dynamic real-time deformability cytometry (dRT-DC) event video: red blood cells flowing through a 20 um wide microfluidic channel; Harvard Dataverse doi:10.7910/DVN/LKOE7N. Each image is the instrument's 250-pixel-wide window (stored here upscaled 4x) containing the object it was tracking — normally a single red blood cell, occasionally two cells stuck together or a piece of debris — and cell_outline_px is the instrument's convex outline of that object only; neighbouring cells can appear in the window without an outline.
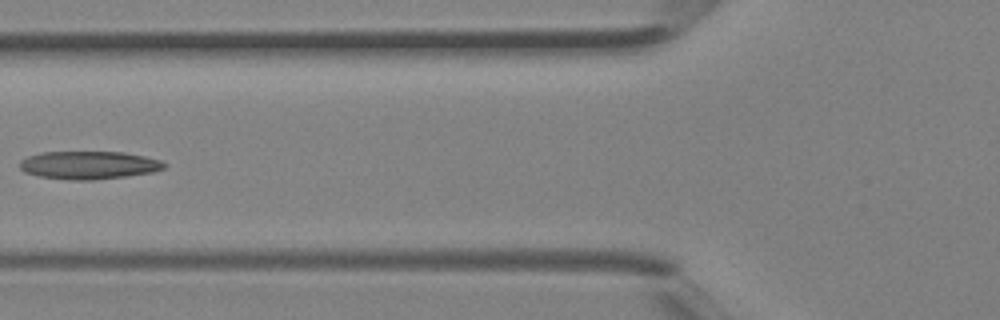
{"species": "Egyptian fruit bat (a non-hibernating species)", "species_latin": "Rousettus aegyptiacus", "temperature_condition": "room temperature", "stored_images_in_passage": 5, "camera_frame_rate_fps": 3000, "um_per_image_px": 0.085, "animal": {"sex": "female"}, "frame": {"image": 1, "passage_image": 5, "time_ms": 1.333, "image_size_px": [1000, 320], "cell_outline_px": [[168, 164], [164, 168], [152, 172], [124, 176], [92, 180], [72, 180], [40, 176], [24, 172], [20, 168], [20, 160], [28, 156], [40, 152], [124, 152], [144, 156], [160, 160]], "centroid_in_image_um": [7.54, 14.03], "position_along_channel_um": 118.3, "area_um2": 23.47}}